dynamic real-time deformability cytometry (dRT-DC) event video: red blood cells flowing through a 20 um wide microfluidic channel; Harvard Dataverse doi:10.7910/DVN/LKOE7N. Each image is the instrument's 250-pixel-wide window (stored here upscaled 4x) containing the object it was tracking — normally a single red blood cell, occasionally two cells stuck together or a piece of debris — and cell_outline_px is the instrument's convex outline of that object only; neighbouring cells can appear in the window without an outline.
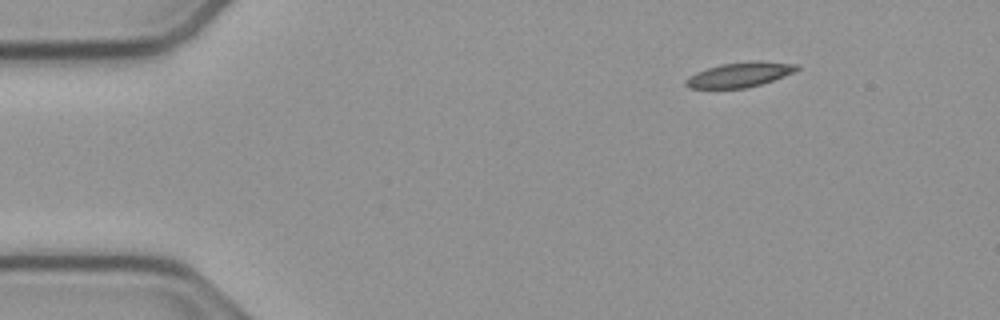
{"species": "common noctule bat (a hibernating species)", "species_latin": "Nyctalus noctula", "temperature_condition": "cold", "stored_images_in_passage": 48, "camera_frame_rate_fps": 3000, "um_per_image_px": 0.085, "animal": {"sex": "male", "body_mass_g": 23.1, "forearm_length_mm": 52.7}, "frame": {"image": 1, "passage_image": 1, "time_ms": 0.0, "image_size_px": [1000, 320], "cell_outline_px": [[800, 68], [796, 72], [760, 84], [744, 88], [688, 88], [684, 84], [684, 80], [688, 76], [696, 72], [720, 64], [752, 60], [760, 60], [800, 64]], "centroid_in_image_um": [62.9, 6.32], "position_along_channel_um": 22.1, "area_um2": 16.3}}
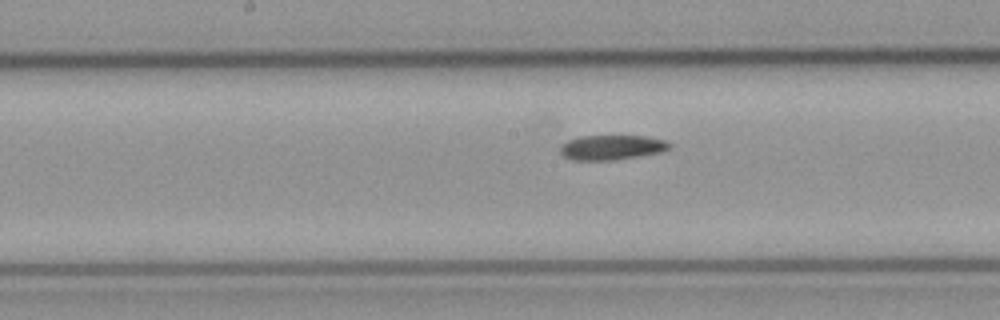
{"frame": {"image": 2, "passage_image": 21, "time_ms": 6.667, "image_size_px": [1000, 320], "cell_outline_px": [[672, 148], [660, 152], [612, 160], [572, 160], [564, 156], [560, 152], [560, 148], [568, 140], [580, 136], [644, 136], [664, 140], [672, 144]], "centroid_in_image_um": [52.0, 12.52], "position_along_channel_um": 196.2, "area_um2": 15.61}}
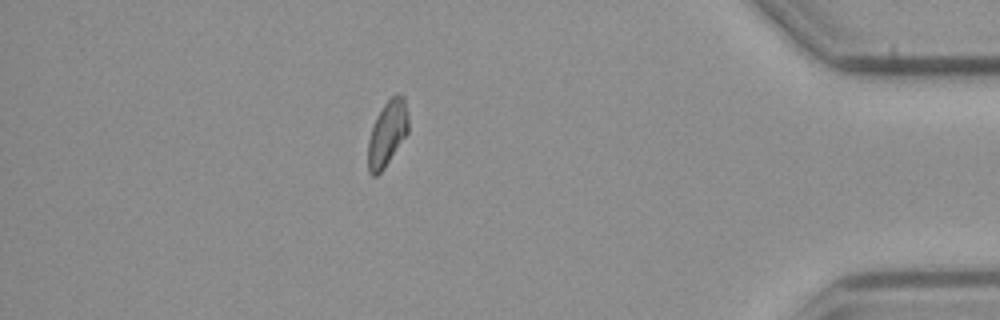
{"frame": {"image": 3, "passage_image": 41, "time_ms": 13.333, "image_size_px": [1000, 320], "cell_outline_px": [[408, 132], [384, 168], [376, 176], [372, 176], [368, 172], [368, 140], [376, 116], [384, 104], [396, 92], [400, 92], [404, 96], [408, 112]], "centroid_in_image_um": [32.92, 11.3], "position_along_channel_um": 402.3, "area_um2": 15.43}, "authors_computed_cell_mechanics": {"area_um2": 16.0684, "velocity_mm_per_s": 3.7898, "shape_relaxation_time_tau1_ms": 9.3422, "shape_relaxation_time_tau2_ms": null, "deformation_change_tau1": 0.1877, "deformation_change_tau2": null}}